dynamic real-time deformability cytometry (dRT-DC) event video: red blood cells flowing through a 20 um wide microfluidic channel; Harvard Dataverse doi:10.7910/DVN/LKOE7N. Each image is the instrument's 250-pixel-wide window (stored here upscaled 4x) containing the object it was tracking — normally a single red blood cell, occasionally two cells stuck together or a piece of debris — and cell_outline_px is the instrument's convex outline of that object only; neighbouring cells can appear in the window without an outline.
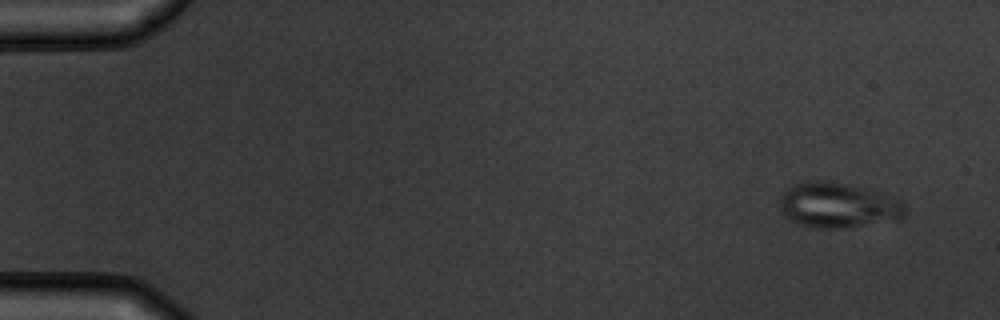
{"species": "common noctule bat (a hibernating species)", "species_latin": "Nyctalus noctula", "temperature_condition": "warm", "stored_images_in_passage": 7, "camera_frame_rate_fps": 3000, "um_per_image_px": 0.085, "animal": {"sex": "male", "body_mass_g": 19.5, "forearm_length_mm": 54.6}, "frame": {"image": 1, "passage_image": 1, "time_ms": 0.0, "image_size_px": [1000, 320], "cell_outline_px": [[904, 216], [900, 220], [836, 228], [812, 228], [796, 224], [788, 220], [780, 212], [780, 196], [788, 188], [796, 184], [812, 180], [828, 180], [868, 188], [892, 196], [900, 200], [904, 204]], "centroid_in_image_um": [71.21, 17.44], "position_along_channel_um": 13.8, "area_um2": 33.41}}